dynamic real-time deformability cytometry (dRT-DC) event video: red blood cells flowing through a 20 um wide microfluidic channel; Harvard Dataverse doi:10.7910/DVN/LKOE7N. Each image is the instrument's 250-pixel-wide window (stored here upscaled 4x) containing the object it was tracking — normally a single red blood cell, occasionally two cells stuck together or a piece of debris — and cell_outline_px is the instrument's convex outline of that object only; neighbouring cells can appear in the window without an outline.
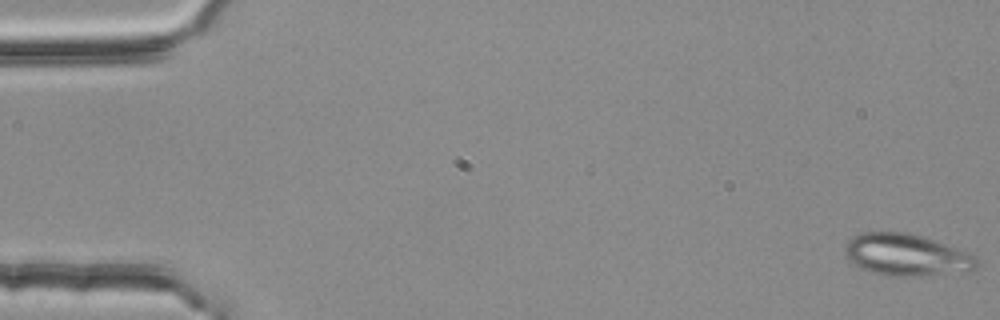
{"species": "common noctule bat (a hibernating species)", "species_latin": "Nyctalus noctula", "temperature_condition": "room temperature", "stored_images_in_passage": 4, "camera_frame_rate_fps": 3000, "um_per_image_px": 0.085, "animal": {"sex": "female", "body_mass_g": 25.1}, "frame": {"image": 1, "passage_image": 1, "time_ms": 0.0, "image_size_px": [1000, 320], "cell_outline_px": [[980, 264], [976, 268], [920, 276], [884, 276], [860, 268], [852, 264], [848, 260], [844, 252], [844, 248], [848, 240], [852, 236], [860, 232], [908, 232], [956, 248], [976, 256]], "centroid_in_image_um": [76.95, 21.66], "position_along_channel_um": 8.1, "area_um2": 31.96}}